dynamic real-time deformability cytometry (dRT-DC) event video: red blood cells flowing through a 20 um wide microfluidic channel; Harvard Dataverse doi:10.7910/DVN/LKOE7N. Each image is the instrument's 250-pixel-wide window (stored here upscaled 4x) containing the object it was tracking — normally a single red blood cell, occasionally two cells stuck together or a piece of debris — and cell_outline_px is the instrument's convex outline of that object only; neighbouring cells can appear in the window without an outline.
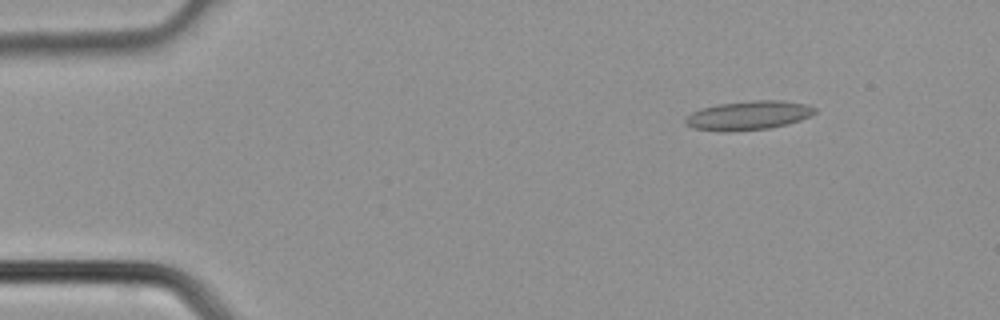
{"species": "common noctule bat (a hibernating species)", "species_latin": "Nyctalus noctula", "temperature_condition": "cold", "stored_images_in_passage": 5, "camera_frame_rate_fps": 3000, "um_per_image_px": 0.085, "animal": {"sex": "male", "body_mass_g": 21.5, "forearm_length_mm": 52.0}, "frame": {"image": 1, "passage_image": 2, "time_ms": 0.333, "image_size_px": [1000, 320], "cell_outline_px": [[816, 112], [800, 120], [788, 124], [768, 128], [728, 132], [724, 132], [692, 128], [684, 124], [684, 120], [692, 112], [700, 108], [716, 104], [752, 100], [784, 100], [808, 104], [816, 108]], "centroid_in_image_um": [63.6, 9.8], "position_along_channel_um": 21.4, "area_um2": 22.14}}
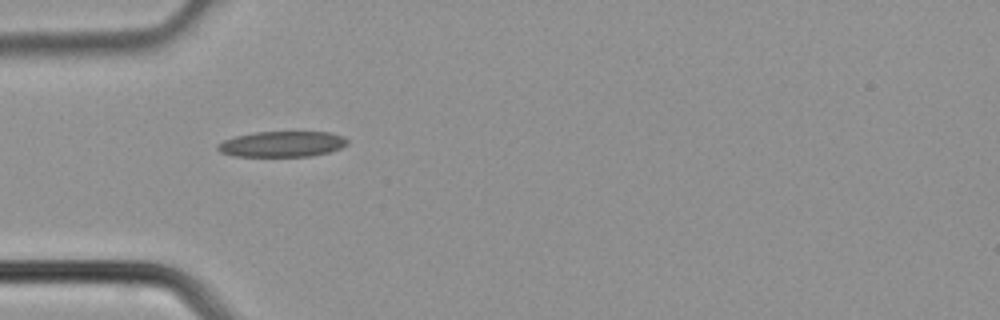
{"frame": {"image": 2, "passage_image": 4, "time_ms": 1.0, "image_size_px": [1000, 320], "cell_outline_px": [[348, 144], [340, 148], [328, 152], [312, 156], [232, 156], [220, 152], [216, 148], [216, 144], [224, 140], [236, 136], [256, 132], [328, 132], [344, 136], [348, 140]], "centroid_in_image_um": [23.97, 12.25], "position_along_channel_um": 61.0, "area_um2": 19.42}}
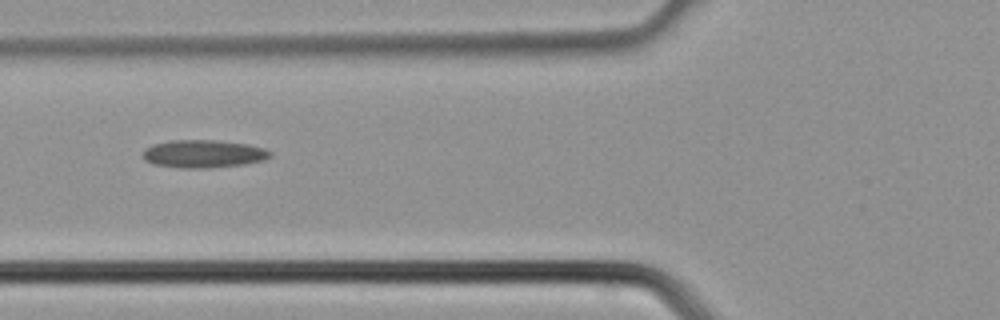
{"frame": {"image": 3, "passage_image": 5, "time_ms": 1.333, "image_size_px": [1000, 320], "cell_outline_px": [[272, 156], [264, 160], [244, 164], [204, 168], [180, 168], [152, 164], [144, 160], [144, 148], [152, 144], [172, 140], [216, 140], [248, 144], [264, 148], [272, 152]], "centroid_in_image_um": [17.29, 13.07], "position_along_channel_um": 108.5, "area_um2": 20.75}}